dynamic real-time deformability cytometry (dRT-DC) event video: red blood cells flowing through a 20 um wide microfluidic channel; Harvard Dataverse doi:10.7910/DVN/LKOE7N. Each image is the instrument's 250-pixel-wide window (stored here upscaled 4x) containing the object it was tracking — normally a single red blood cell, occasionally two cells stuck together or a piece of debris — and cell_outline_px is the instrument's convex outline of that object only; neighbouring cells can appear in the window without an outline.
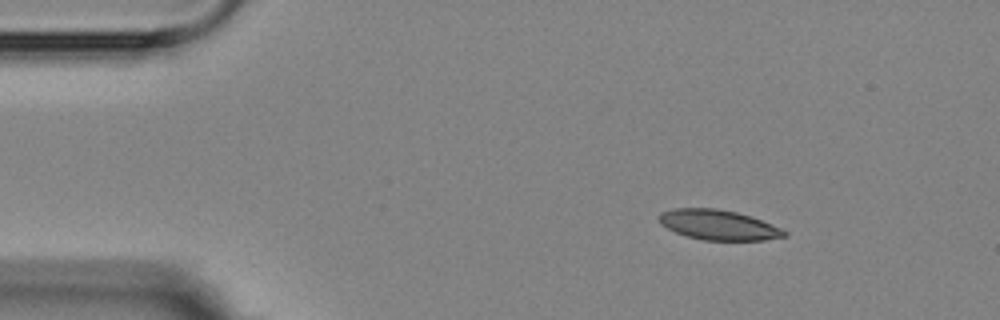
{"species": "Egyptian fruit bat (a non-hibernating species)", "species_latin": "Rousettus aegyptiacus", "temperature_condition": "room temperature", "stored_images_in_passage": 11, "camera_frame_rate_fps": 3000, "um_per_image_px": 0.085, "animal": {"sex": "female"}, "frame": {"image": 1, "passage_image": 1, "time_ms": 0.0, "image_size_px": [1000, 320], "cell_outline_px": [[788, 236], [764, 240], [704, 240], [688, 236], [676, 232], [660, 224], [656, 216], [660, 212], [672, 208], [716, 208], [736, 212], [752, 216], [780, 228], [788, 232]], "centroid_in_image_um": [61.04, 19.1], "position_along_channel_um": 24.0, "area_um2": 22.02}}
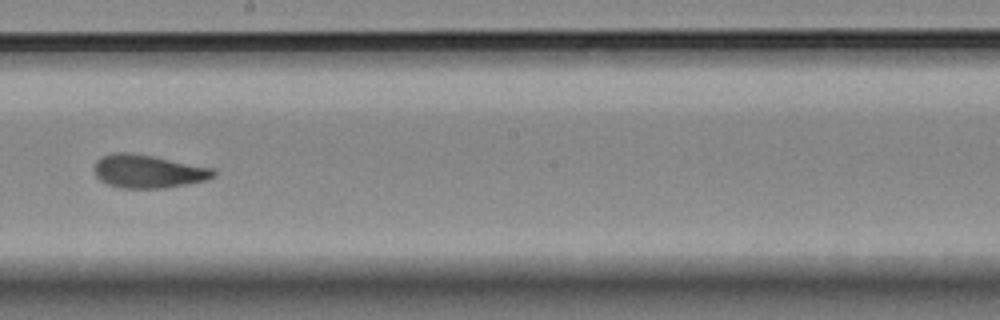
{"frame": {"image": 2, "passage_image": 7, "time_ms": 7.667, "image_size_px": [1000, 320], "cell_outline_px": [[216, 176], [208, 180], [164, 188], [120, 188], [108, 184], [100, 180], [96, 176], [96, 160], [100, 156], [112, 152], [128, 152], [152, 156], [212, 168], [216, 172]], "centroid_in_image_um": [12.58, 14.56], "position_along_channel_um": 235.6, "area_um2": 23.0}}
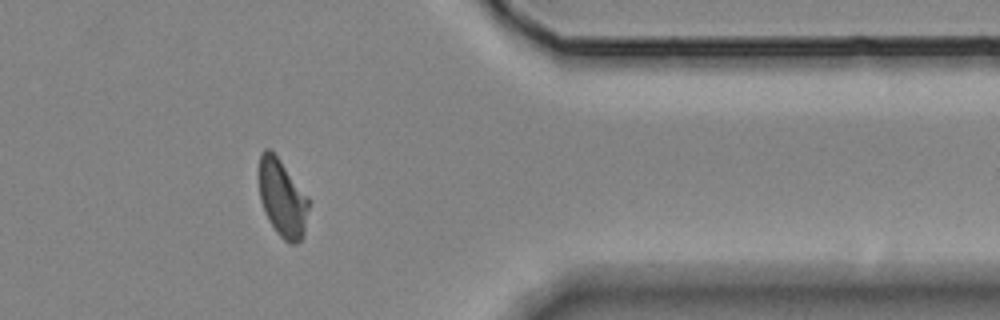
{"frame": {"image": 3, "passage_image": 11, "time_ms": 12.333, "image_size_px": [1000, 320], "cell_outline_px": [[312, 200], [304, 236], [296, 244], [288, 244], [276, 232], [268, 220], [260, 200], [260, 156], [264, 148], [268, 148], [280, 160]], "centroid_in_image_um": [24.06, 16.91], "position_along_channel_um": 387.3, "area_um2": 22.77}, "authors_computed_cell_mechanics": {"area_um2": 22.9466, "velocity_mm_per_s": 3.6307, "shape_relaxation_time_tau1_ms": 5.2591, "shape_relaxation_time_tau2_ms": 1.247, "deformation_change_tau1": 0.1419, "deformation_change_tau2": 0.0697}}